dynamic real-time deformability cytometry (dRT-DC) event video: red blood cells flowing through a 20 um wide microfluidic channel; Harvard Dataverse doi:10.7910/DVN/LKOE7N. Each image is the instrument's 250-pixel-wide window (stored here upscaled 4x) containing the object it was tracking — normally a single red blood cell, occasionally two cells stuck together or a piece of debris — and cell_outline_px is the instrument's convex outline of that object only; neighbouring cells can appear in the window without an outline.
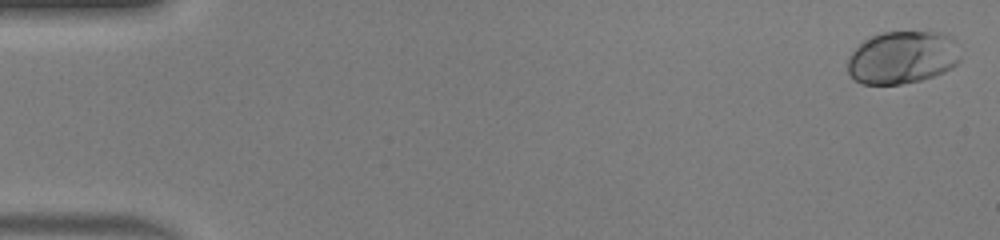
{"species": "human", "species_latin": "Homo sapiens", "temperature_condition": "warm", "stored_images_in_passage": 51, "camera_frame_rate_fps": 3000, "um_per_image_px": 0.085, "donor": {"sex": "male"}, "frame": {"image": 1, "passage_image": 2, "time_ms": 0.333, "image_size_px": [1000, 240], "cell_outline_px": [[960, 60], [952, 68], [944, 72], [920, 80], [900, 84], [864, 84], [856, 80], [848, 72], [848, 56], [864, 40], [872, 36], [884, 32], [940, 32], [952, 36]], "centroid_in_image_um": [76.69, 4.88], "position_along_channel_um": 8.3, "area_um2": 34.39}}
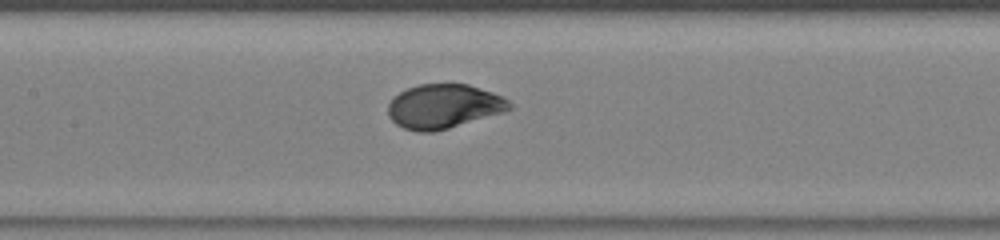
{"frame": {"image": 2, "passage_image": 25, "time_ms": 8.0, "image_size_px": [1000, 240], "cell_outline_px": [[512, 108], [504, 112], [448, 128], [432, 132], [416, 132], [404, 128], [396, 124], [388, 116], [388, 104], [400, 92], [408, 88], [420, 84], [468, 84], [504, 96], [512, 104]], "centroid_in_image_um": [37.73, 9.04], "position_along_channel_um": 169.7, "area_um2": 31.21}}
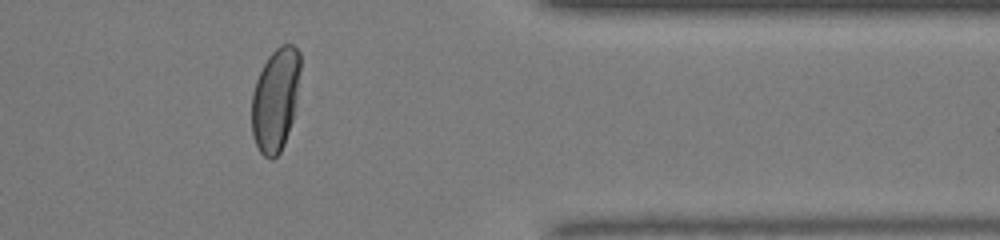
{"frame": {"image": 3, "passage_image": 42, "time_ms": 13.667, "image_size_px": [1000, 240], "cell_outline_px": [[300, 68], [292, 120], [284, 144], [280, 152], [272, 160], [264, 156], [260, 152], [256, 144], [252, 132], [252, 92], [256, 80], [268, 56], [280, 44], [292, 44], [300, 52]], "centroid_in_image_um": [23.4, 8.45], "position_along_channel_um": 388.0, "area_um2": 28.9}, "authors_computed_cell_mechanics": {"area_um2": 31.7322, "velocity_mm_per_s": 4.1436, "shape_relaxation_time_tau1_ms": 4.2005, "shape_relaxation_time_tau2_ms": null, "deformation_change_tau1": 0.2144, "deformation_change_tau2": null}}